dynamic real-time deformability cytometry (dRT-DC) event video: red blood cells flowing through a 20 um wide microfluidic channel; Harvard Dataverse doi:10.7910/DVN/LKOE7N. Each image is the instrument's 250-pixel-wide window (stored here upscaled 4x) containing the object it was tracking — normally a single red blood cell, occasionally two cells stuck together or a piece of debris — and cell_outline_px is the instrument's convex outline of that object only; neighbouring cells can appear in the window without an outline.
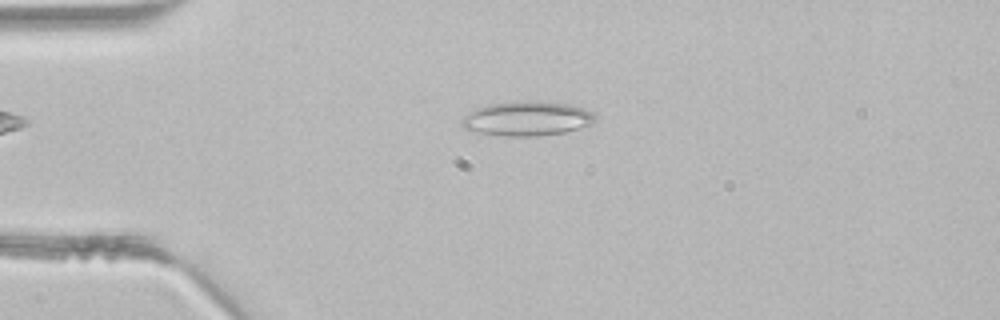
{"species": "common noctule bat (a hibernating species)", "species_latin": "Nyctalus noctula", "temperature_condition": "room temperature", "stored_images_in_passage": 2, "camera_frame_rate_fps": 3000, "um_per_image_px": 0.085, "animal": {"sex": "male", "body_mass_g": 21.5, "forearm_length_mm": 52.0}, "frame": {"image": 1, "passage_image": 1, "time_ms": 0.0, "image_size_px": [1000, 320], "cell_outline_px": [[600, 120], [592, 124], [564, 132], [540, 136], [504, 136], [468, 132], [460, 124], [464, 116], [468, 112], [476, 108], [488, 104], [520, 100], [536, 100], [568, 104], [584, 108], [596, 112]], "centroid_in_image_um": [44.81, 10.07], "position_along_channel_um": 40.2, "area_um2": 27.63}}